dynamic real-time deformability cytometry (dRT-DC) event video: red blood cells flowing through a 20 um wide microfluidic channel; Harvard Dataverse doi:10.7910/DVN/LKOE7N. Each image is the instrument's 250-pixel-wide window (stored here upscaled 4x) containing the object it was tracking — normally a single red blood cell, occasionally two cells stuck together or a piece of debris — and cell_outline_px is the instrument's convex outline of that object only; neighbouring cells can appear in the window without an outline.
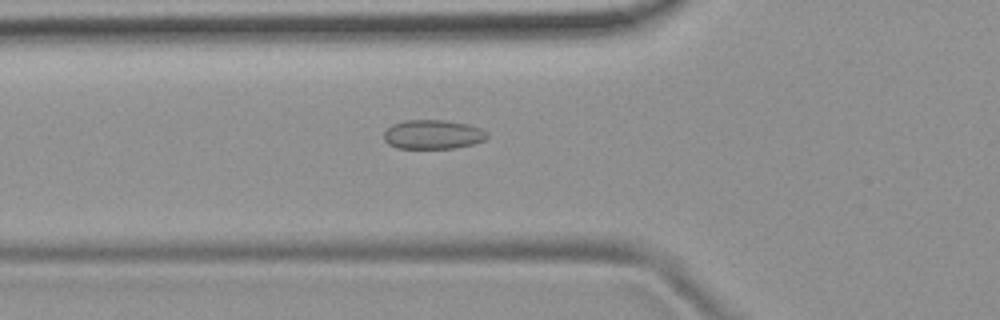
{"species": "common noctule bat (a hibernating species)", "species_latin": "Nyctalus noctula", "temperature_condition": "room temperature", "stored_images_in_passage": 51, "camera_frame_rate_fps": 3000, "um_per_image_px": 0.085, "animal": {"sex": "female", "body_mass_g": 19.9}, "frame": {"image": 1, "passage_image": 19, "time_ms": 6.0, "image_size_px": [1000, 320], "cell_outline_px": [[488, 136], [484, 140], [472, 144], [452, 148], [396, 148], [388, 144], [384, 140], [384, 132], [392, 124], [404, 120], [444, 120], [468, 124], [480, 128], [488, 132]], "centroid_in_image_um": [36.78, 11.42], "position_along_channel_um": 89.0, "area_um2": 17.57}}
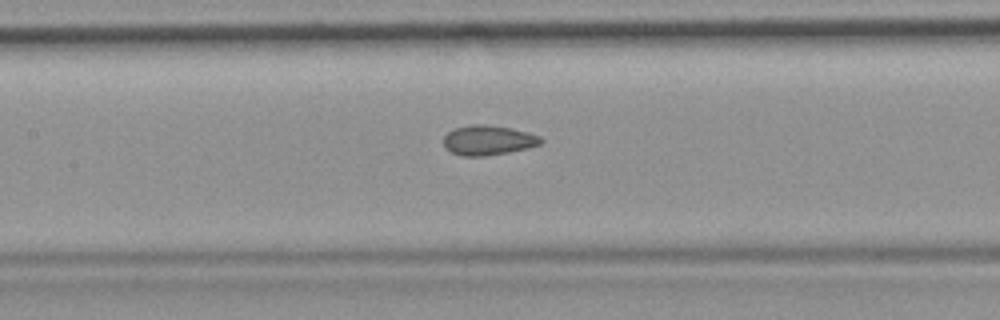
{"frame": {"image": 2, "passage_image": 25, "time_ms": 8.0, "image_size_px": [1000, 320], "cell_outline_px": [[544, 140], [540, 144], [528, 148], [508, 152], [484, 156], [460, 156], [444, 148], [444, 136], [448, 132], [456, 128], [468, 124], [484, 124], [512, 128], [528, 132], [540, 136]], "centroid_in_image_um": [41.49, 11.91], "position_along_channel_um": 165.9, "area_um2": 16.99}}
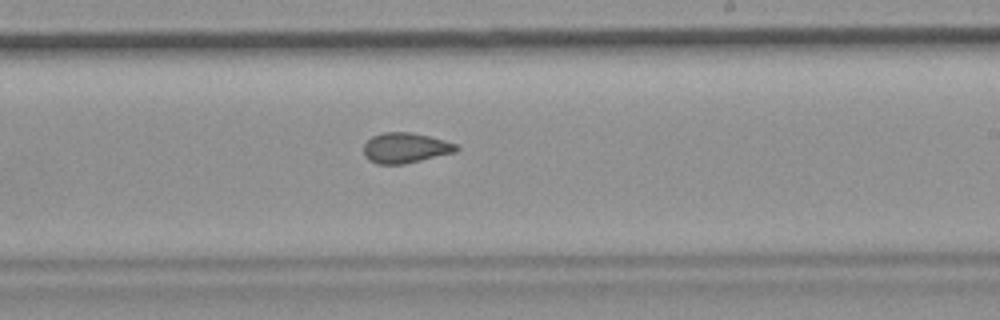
{"frame": {"image": 3, "passage_image": 32, "time_ms": 10.333, "image_size_px": [1000, 320], "cell_outline_px": [[460, 148], [456, 152], [404, 164], [376, 164], [368, 160], [364, 156], [364, 144], [372, 136], [384, 132], [408, 132], [428, 136], [456, 144]], "centroid_in_image_um": [34.43, 12.58], "position_along_channel_um": 254.6, "area_um2": 16.3}, "authors_computed_cell_mechanics": {"area_um2": 16.9932, "velocity_mm_per_s": 3.8179, "shape_relaxation_time_tau1_ms": null, "shape_relaxation_time_tau2_ms": 1.5474, "deformation_change_tau1": null, "deformation_change_tau2": 0.0734}}